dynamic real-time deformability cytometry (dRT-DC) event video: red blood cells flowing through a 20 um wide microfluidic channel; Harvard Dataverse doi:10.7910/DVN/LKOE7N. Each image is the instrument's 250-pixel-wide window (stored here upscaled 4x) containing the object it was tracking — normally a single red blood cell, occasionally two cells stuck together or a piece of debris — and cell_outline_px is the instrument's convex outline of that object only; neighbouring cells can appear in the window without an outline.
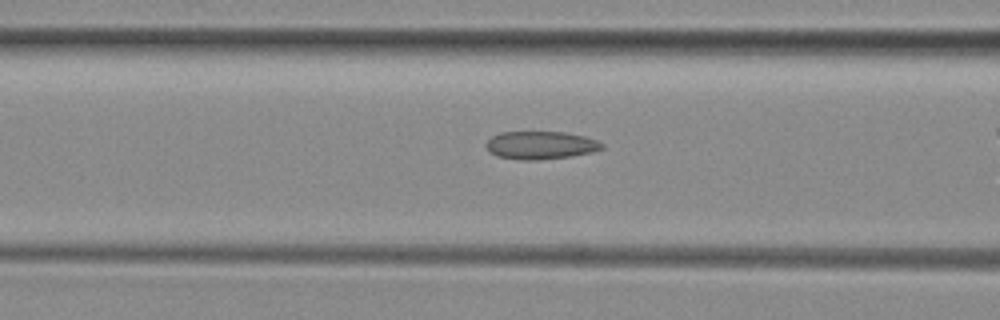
{"species": "common noctule bat (a hibernating species)", "species_latin": "Nyctalus noctula", "temperature_condition": "room temperature", "stored_images_in_passage": 33, "camera_frame_rate_fps": 3000, "um_per_image_px": 0.085, "animal": {"sex": "female", "body_mass_g": 29.2, "forearm_length_mm": 56.3}, "frame": {"image": 1, "passage_image": 13, "time_ms": 4.0, "image_size_px": [1000, 320], "cell_outline_px": [[604, 148], [592, 152], [572, 156], [536, 160], [524, 160], [496, 156], [488, 152], [484, 144], [492, 136], [500, 132], [564, 132], [584, 136], [596, 140], [604, 144]], "centroid_in_image_um": [45.93, 12.34], "position_along_channel_um": 120.7, "area_um2": 18.96}}
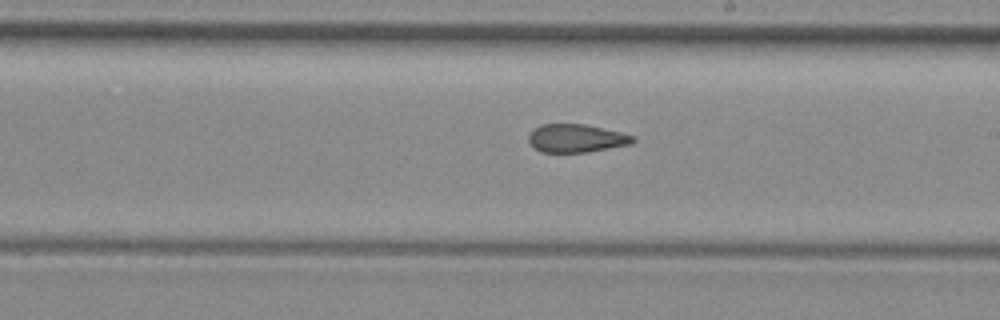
{"frame": {"image": 2, "passage_image": 22, "time_ms": 7.0, "image_size_px": [1000, 320], "cell_outline_px": [[636, 140], [632, 144], [588, 152], [540, 152], [528, 140], [528, 136], [532, 128], [540, 124], [584, 124], [620, 132], [636, 136]], "centroid_in_image_um": [48.99, 11.75], "position_along_channel_um": 240.0, "area_um2": 17.22}}
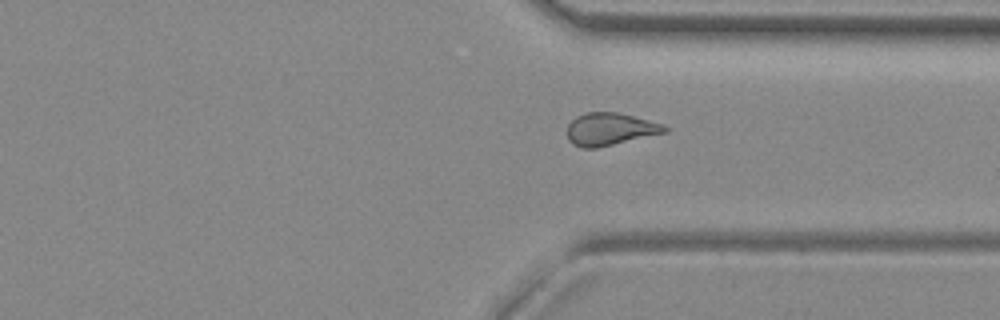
{"frame": {"image": 3, "passage_image": 31, "time_ms": 10.0, "image_size_px": [1000, 320], "cell_outline_px": [[668, 128], [664, 132], [596, 148], [580, 148], [572, 144], [568, 140], [568, 124], [576, 116], [588, 112], [616, 112], [664, 124]], "centroid_in_image_um": [51.79, 10.97], "position_along_channel_um": 359.6, "area_um2": 18.15}}